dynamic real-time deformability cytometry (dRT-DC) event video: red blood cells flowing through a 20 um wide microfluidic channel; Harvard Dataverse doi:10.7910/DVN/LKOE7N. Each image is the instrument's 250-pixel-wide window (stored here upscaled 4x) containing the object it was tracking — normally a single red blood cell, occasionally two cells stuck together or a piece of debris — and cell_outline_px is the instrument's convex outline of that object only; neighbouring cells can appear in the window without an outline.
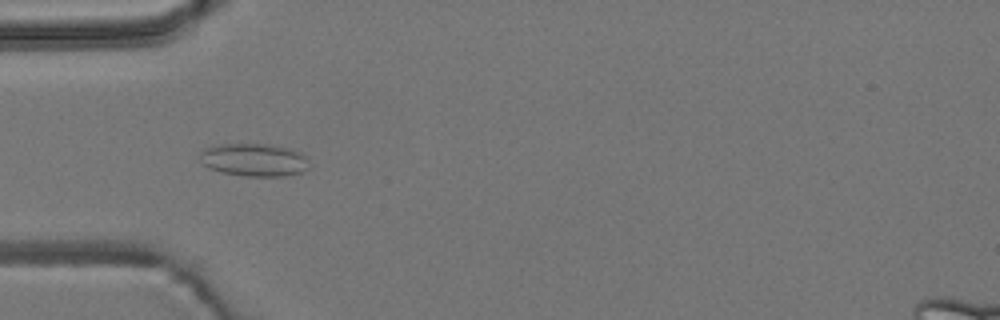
{"species": "common noctule bat (a hibernating species)", "species_latin": "Nyctalus noctula", "temperature_condition": "room temperature", "stored_images_in_passage": 53, "camera_frame_rate_fps": 3000, "um_per_image_px": 0.085, "animal": {"sex": "male", "body_mass_g": 19.2, "forearm_length_mm": 51.8}, "frame": {"image": 1, "passage_image": 16, "time_ms": 5.0, "image_size_px": [1000, 320], "cell_outline_px": [[308, 168], [304, 172], [284, 176], [244, 176], [224, 172], [208, 168], [204, 164], [200, 156], [200, 152], [204, 148], [220, 144], [268, 144], [288, 148], [300, 152], [308, 156]], "centroid_in_image_um": [21.64, 13.59], "position_along_channel_um": 63.4, "area_um2": 20.98}}
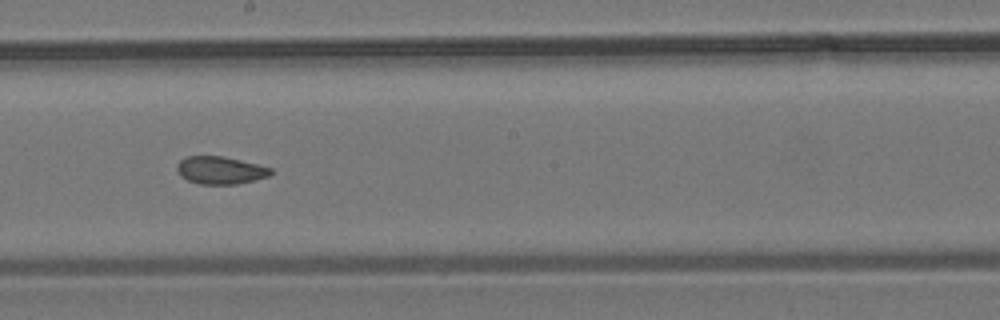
{"frame": {"image": 2, "passage_image": 29, "time_ms": 9.333, "image_size_px": [1000, 320], "cell_outline_px": [[272, 172], [268, 176], [236, 184], [200, 184], [188, 180], [180, 176], [176, 168], [176, 164], [180, 160], [188, 156], [224, 156], [272, 168]], "centroid_in_image_um": [18.69, 14.46], "position_along_channel_um": 229.5, "area_um2": 14.97}}
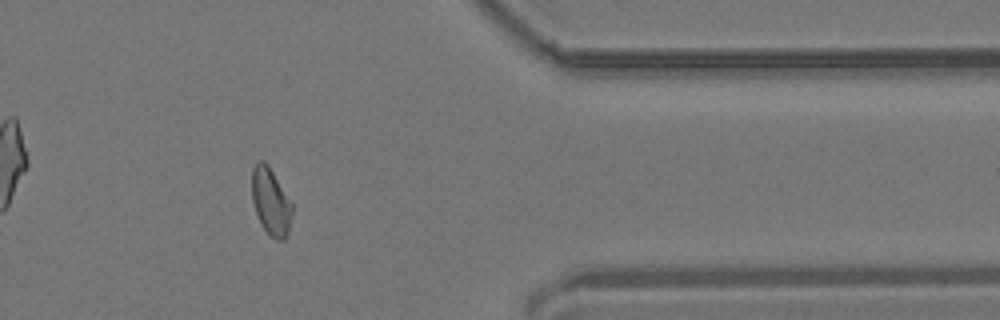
{"frame": {"image": 3, "passage_image": 43, "time_ms": 14.0, "image_size_px": [1000, 320], "cell_outline_px": [[292, 212], [288, 232], [284, 240], [276, 240], [268, 236], [256, 212], [252, 200], [252, 168], [256, 160], [264, 160], [268, 164], [292, 204]], "centroid_in_image_um": [23.0, 17.12], "position_along_channel_um": 388.4, "area_um2": 15.66}, "authors_computed_cell_mechanics": {"area_um2": 16.0684, "velocity_mm_per_s": 3.8429, "shape_relaxation_time_tau1_ms": null, "shape_relaxation_time_tau2_ms": 1.7578, "deformation_change_tau1": null, "deformation_change_tau2": 0.0659}}